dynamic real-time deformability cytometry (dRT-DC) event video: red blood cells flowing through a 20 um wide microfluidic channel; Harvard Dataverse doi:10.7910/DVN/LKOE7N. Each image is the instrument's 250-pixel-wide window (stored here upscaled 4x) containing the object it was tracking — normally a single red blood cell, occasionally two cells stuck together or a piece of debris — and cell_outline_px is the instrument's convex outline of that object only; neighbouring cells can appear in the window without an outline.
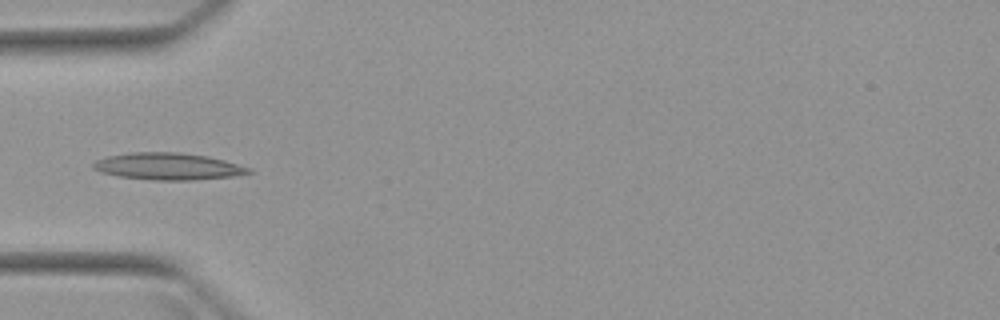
{"species": "Egyptian fruit bat (a non-hibernating species)", "species_latin": "Rousettus aegyptiacus", "temperature_condition": "warm", "stored_images_in_passage": 5, "camera_frame_rate_fps": 3000, "um_per_image_px": 0.085, "animal": {"sex": "female"}, "frame": {"image": 1, "passage_image": 5, "time_ms": 4.667, "image_size_px": [1000, 320], "cell_outline_px": [[252, 172], [232, 176], [196, 180], [152, 180], [120, 176], [100, 172], [92, 168], [92, 164], [96, 160], [108, 156], [128, 152], [180, 152], [208, 156], [224, 160], [252, 168]], "centroid_in_image_um": [14.28, 14.13], "position_along_channel_um": 70.7, "area_um2": 24.45}}